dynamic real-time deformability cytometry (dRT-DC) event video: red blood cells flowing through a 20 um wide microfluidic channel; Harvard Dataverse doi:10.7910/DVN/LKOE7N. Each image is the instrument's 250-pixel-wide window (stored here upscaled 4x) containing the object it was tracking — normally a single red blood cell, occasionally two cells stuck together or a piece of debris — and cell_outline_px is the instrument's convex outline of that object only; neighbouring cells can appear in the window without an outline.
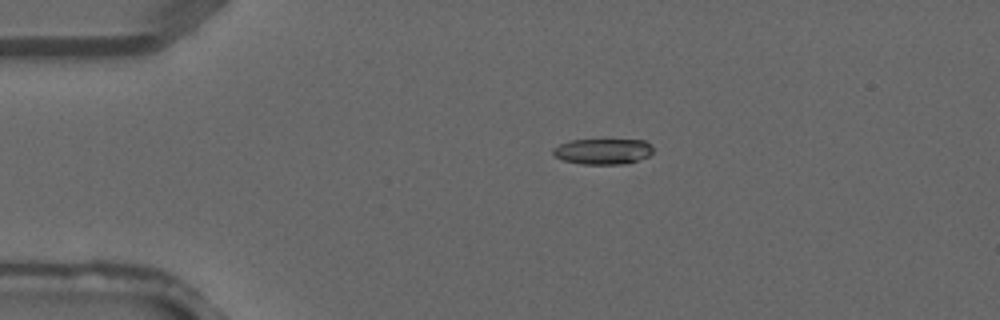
{"species": "common noctule bat (a hibernating species)", "species_latin": "Nyctalus noctula", "temperature_condition": "warm", "stored_images_in_passage": 3, "camera_frame_rate_fps": 3000, "um_per_image_px": 0.085, "animal": {"sex": "male", "forearm_length_mm": 52.5}, "frame": {"image": 1, "passage_image": 2, "time_ms": 0.333, "image_size_px": [1000, 320], "cell_outline_px": [[652, 152], [648, 156], [628, 164], [584, 164], [564, 160], [556, 156], [552, 152], [552, 148], [560, 144], [572, 140], [644, 140], [652, 144]], "centroid_in_image_um": [51.27, 12.87], "position_along_channel_um": 33.7, "area_um2": 14.91}}